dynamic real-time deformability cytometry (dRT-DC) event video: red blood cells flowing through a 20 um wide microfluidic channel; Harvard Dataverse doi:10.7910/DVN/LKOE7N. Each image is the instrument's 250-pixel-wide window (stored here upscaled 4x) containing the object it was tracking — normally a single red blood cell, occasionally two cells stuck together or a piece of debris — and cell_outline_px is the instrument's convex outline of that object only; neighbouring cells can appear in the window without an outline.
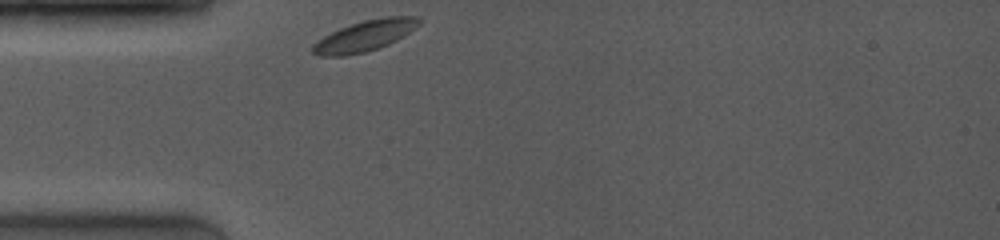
{"species": "common noctule bat (a hibernating species)", "species_latin": "Nyctalus noctula", "temperature_condition": "room temperature", "stored_images_in_passage": 37, "camera_frame_rate_fps": 4000, "um_per_image_px": 0.085, "animal": {"sex": "female", "body_mass_g": 19.0, "forearm_length_mm": 53.3}, "frame": {"image": 1, "passage_image": 1, "time_ms": 0.0, "image_size_px": [1000, 240], "cell_outline_px": [[424, 20], [416, 28], [396, 40], [388, 44], [364, 52], [344, 56], [320, 56], [312, 52], [312, 44], [324, 36], [340, 28], [364, 20], [384, 16], [420, 16]], "centroid_in_image_um": [31.05, 3.02], "position_along_channel_um": 53.9, "area_um2": 19.07}}
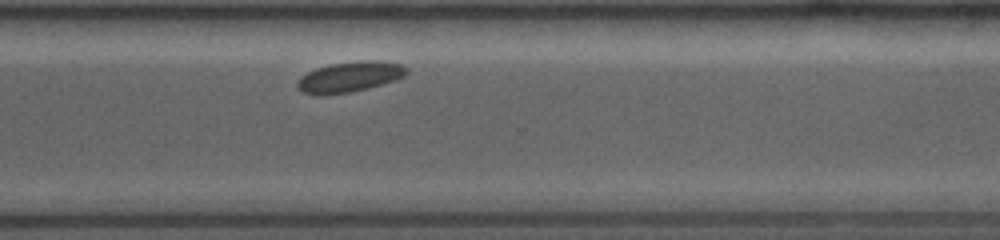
{"frame": {"image": 2, "passage_image": 30, "time_ms": 7.75, "image_size_px": [1000, 240], "cell_outline_px": [[408, 72], [404, 76], [396, 80], [348, 92], [320, 96], [304, 92], [296, 88], [296, 84], [300, 76], [316, 68], [332, 64], [360, 60], [380, 60], [400, 64], [408, 68]], "centroid_in_image_um": [29.7, 6.52], "position_along_channel_um": 340.9, "area_um2": 19.31}}
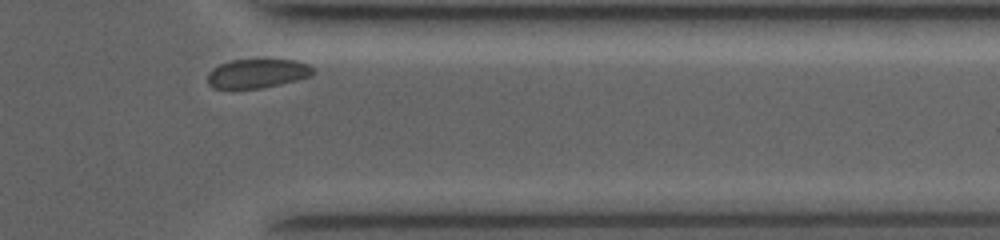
{"frame": {"image": 3, "passage_image": 35, "time_ms": 9.0, "image_size_px": [1000, 240], "cell_outline_px": [[316, 72], [312, 76], [280, 84], [260, 88], [212, 88], [208, 84], [208, 72], [212, 68], [220, 64], [232, 60], [296, 60], [308, 64], [316, 68]], "centroid_in_image_um": [21.91, 6.24], "position_along_channel_um": 389.5, "area_um2": 17.92}}